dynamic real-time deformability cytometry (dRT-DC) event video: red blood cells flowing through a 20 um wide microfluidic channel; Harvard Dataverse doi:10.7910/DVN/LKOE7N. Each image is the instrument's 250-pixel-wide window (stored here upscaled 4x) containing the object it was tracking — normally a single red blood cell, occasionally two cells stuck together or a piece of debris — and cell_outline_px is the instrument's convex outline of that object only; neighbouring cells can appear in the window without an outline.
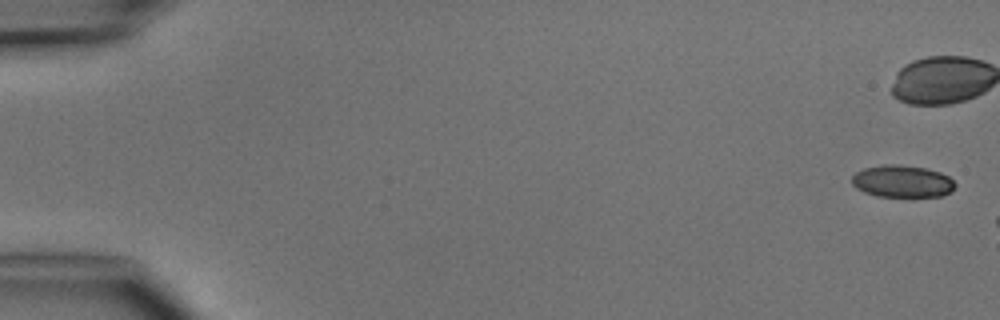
{"species": "common noctule bat (a hibernating species)", "species_latin": "Nyctalus noctula", "temperature_condition": "cold", "stored_images_in_passage": 3, "camera_frame_rate_fps": 3000, "um_per_image_px": 0.085, "animal": {"sex": "male", "body_mass_g": 15.6}, "frame": {"image": 1, "passage_image": 1, "time_ms": 0.0, "image_size_px": [1000, 320], "cell_outline_px": [[956, 184], [952, 192], [940, 196], [876, 196], [864, 192], [856, 188], [852, 184], [852, 176], [856, 172], [864, 168], [884, 164], [896, 164], [924, 168], [940, 172], [948, 176]], "centroid_in_image_um": [76.68, 15.41], "position_along_channel_um": 8.3, "area_um2": 19.31}}